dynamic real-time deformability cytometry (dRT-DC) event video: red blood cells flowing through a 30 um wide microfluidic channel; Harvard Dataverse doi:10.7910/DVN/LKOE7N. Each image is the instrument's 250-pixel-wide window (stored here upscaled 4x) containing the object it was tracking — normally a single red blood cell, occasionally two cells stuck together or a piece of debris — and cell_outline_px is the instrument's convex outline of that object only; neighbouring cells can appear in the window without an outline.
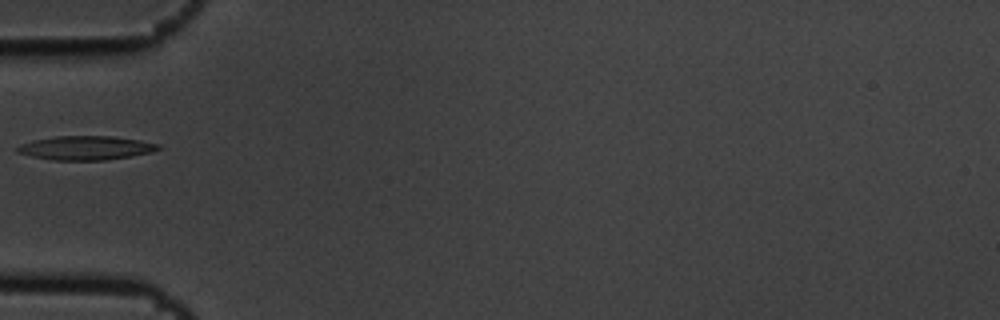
{"species": "common noctule bat (a hibernating species)", "species_latin": "Nyctalus noctula", "temperature_condition": "cold", "stored_images_in_passage": 2, "camera_frame_rate_fps": 3000, "um_per_image_px": 0.085, "animal": {"sex": "male", "body_mass_g": 19.5, "forearm_length_mm": 54.6}, "frame": {"image": 1, "passage_image": 1, "time_ms": 0.0, "image_size_px": [1000, 320], "cell_outline_px": [[160, 148], [152, 152], [132, 156], [104, 160], [52, 160], [32, 156], [16, 152], [16, 148], [20, 144], [36, 140], [56, 136], [112, 136], [140, 140], [160, 144]], "centroid_in_image_um": [7.31, 12.57], "position_along_channel_um": 77.7, "area_um2": 19.59}}
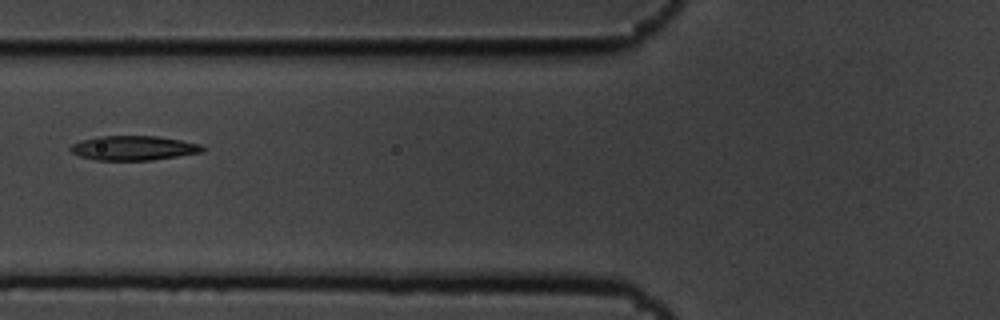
{"frame": {"image": 2, "passage_image": 2, "time_ms": 0.333, "image_size_px": [1000, 320], "cell_outline_px": [[208, 148], [204, 152], [152, 160], [96, 160], [80, 156], [72, 152], [68, 148], [72, 144], [80, 140], [96, 136], [156, 136], [180, 140], [200, 144]], "centroid_in_image_um": [11.36, 12.58], "position_along_channel_um": 114.4, "area_um2": 18.96}}